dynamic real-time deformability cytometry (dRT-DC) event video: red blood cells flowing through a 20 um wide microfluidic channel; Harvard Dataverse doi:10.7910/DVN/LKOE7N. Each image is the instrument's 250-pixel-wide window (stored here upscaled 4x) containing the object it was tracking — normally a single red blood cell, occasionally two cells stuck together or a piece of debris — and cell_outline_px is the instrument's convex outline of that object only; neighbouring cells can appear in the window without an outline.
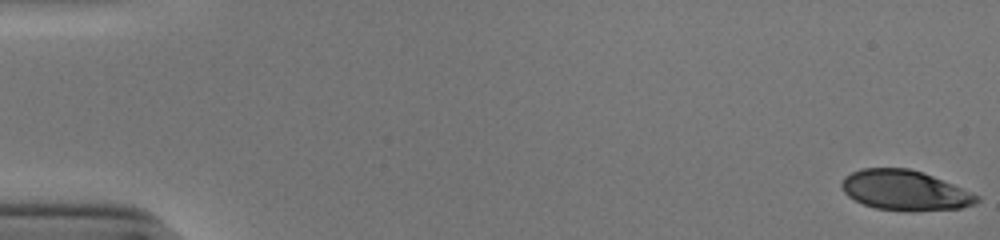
{"species": "human", "species_latin": "Homo sapiens", "temperature_condition": "cold", "stored_images_in_passage": 53, "camera_frame_rate_fps": 3000, "um_per_image_px": 0.085, "donor": {"sex": "male"}, "frame": {"image": 1, "passage_image": 1, "time_ms": 0.0, "image_size_px": [1000, 240], "cell_outline_px": [[980, 200], [976, 204], [960, 208], [876, 208], [864, 204], [848, 196], [844, 192], [840, 184], [844, 176], [860, 168], [908, 168], [932, 176], [952, 184], [980, 196]], "centroid_in_image_um": [76.87, 16.12], "position_along_channel_um": 8.1, "area_um2": 30.29}}
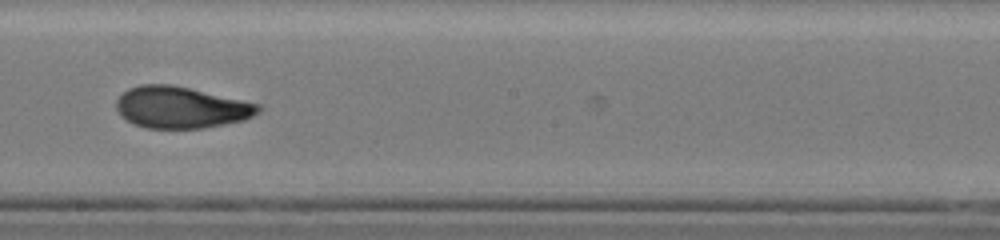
{"frame": {"image": 2, "passage_image": 31, "time_ms": 10.0, "image_size_px": [1000, 240], "cell_outline_px": [[264, 108], [260, 112], [244, 120], [204, 128], [144, 128], [120, 116], [116, 108], [116, 100], [128, 88], [140, 84], [168, 84], [188, 88], [260, 104]], "centroid_in_image_um": [15.38, 9.13], "position_along_channel_um": 232.8, "area_um2": 34.28}}
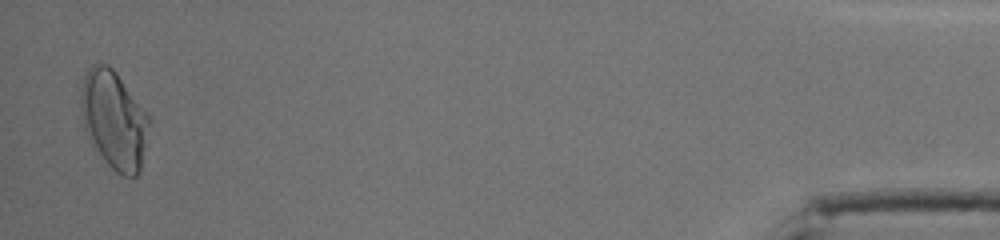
{"frame": {"image": 3, "passage_image": 52, "time_ms": 17.0, "image_size_px": [1000, 240], "cell_outline_px": [[148, 124], [140, 172], [136, 176], [124, 176], [116, 172], [108, 164], [88, 140], [84, 128], [80, 104], [80, 88], [84, 76], [88, 68], [92, 64], [108, 64], [116, 72], [148, 116]], "centroid_in_image_um": [9.63, 10.17], "position_along_channel_um": 425.6, "area_um2": 38.38}, "authors_computed_cell_mechanics": {"area_um2": 34.1598, "velocity_mm_per_s": 3.9213, "shape_relaxation_time_tau1_ms": 9.5085, "shape_relaxation_time_tau2_ms": 1.3412, "deformation_change_tau1": 0.2957, "deformation_change_tau2": 0.0745}}